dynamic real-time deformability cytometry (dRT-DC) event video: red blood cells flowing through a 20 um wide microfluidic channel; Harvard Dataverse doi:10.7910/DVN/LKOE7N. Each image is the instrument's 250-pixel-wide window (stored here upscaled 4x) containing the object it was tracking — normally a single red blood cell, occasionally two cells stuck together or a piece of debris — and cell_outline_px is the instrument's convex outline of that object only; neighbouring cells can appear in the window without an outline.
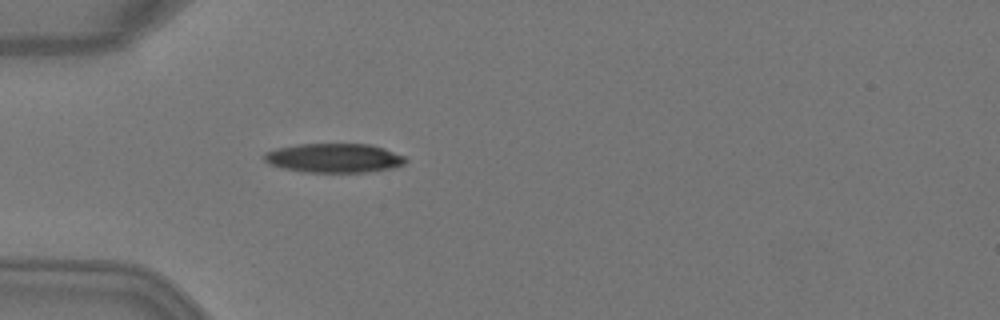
{"species": "Egyptian fruit bat (a non-hibernating species)", "species_latin": "Rousettus aegyptiacus", "temperature_condition": "warm", "stored_images_in_passage": 1, "camera_frame_rate_fps": 3000, "um_per_image_px": 0.085, "animal": {"sex": "female"}, "frame": {"image": 1, "passage_image": 1, "time_ms": 0.0, "image_size_px": [1000, 320], "cell_outline_px": [[408, 160], [404, 164], [392, 168], [368, 172], [304, 172], [284, 168], [268, 164], [264, 160], [264, 152], [276, 148], [296, 144], [368, 144], [384, 148], [404, 156]], "centroid_in_image_um": [28.38, 13.43], "position_along_channel_um": 56.6, "area_um2": 24.1}}